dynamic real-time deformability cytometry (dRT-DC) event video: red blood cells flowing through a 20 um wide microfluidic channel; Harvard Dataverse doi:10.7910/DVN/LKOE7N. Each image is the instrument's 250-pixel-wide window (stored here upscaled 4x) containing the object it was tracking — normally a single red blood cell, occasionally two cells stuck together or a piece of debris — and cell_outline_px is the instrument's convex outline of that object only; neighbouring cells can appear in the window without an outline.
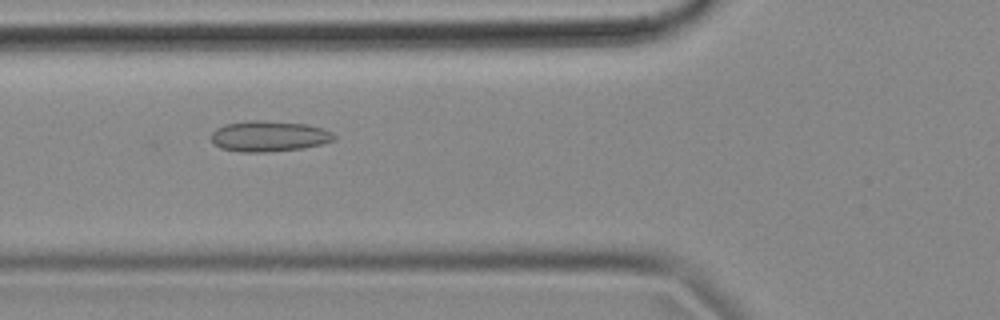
{"species": "common noctule bat (a hibernating species)", "species_latin": "Nyctalus noctula", "temperature_condition": "cold", "stored_images_in_passage": 31, "camera_frame_rate_fps": 3000, "um_per_image_px": 0.085, "animal": {"sex": "female", "body_mass_g": 18.4}, "frame": {"image": 1, "passage_image": 3, "time_ms": 0.667, "image_size_px": [1000, 320], "cell_outline_px": [[336, 140], [304, 148], [268, 152], [240, 152], [220, 148], [212, 140], [212, 132], [216, 128], [224, 124], [248, 120], [260, 120], [308, 124], [324, 128], [332, 132], [336, 136]], "centroid_in_image_um": [22.89, 11.57], "position_along_channel_um": 102.9, "area_um2": 22.2}}
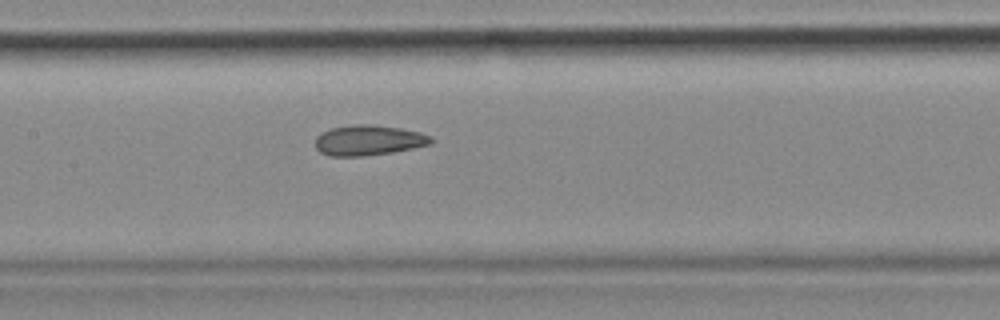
{"frame": {"image": 2, "passage_image": 9, "time_ms": 2.667, "image_size_px": [1000, 320], "cell_outline_px": [[436, 140], [432, 144], [392, 152], [364, 156], [328, 156], [320, 152], [316, 148], [316, 136], [320, 132], [332, 128], [356, 124], [376, 124], [400, 128], [420, 132], [432, 136]], "centroid_in_image_um": [31.35, 11.92], "position_along_channel_um": 176.0, "area_um2": 20.69}}
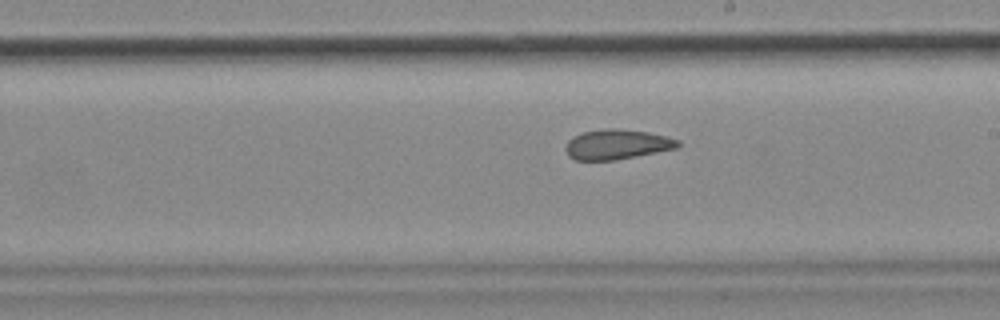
{"frame": {"image": 3, "passage_image": 14, "time_ms": 4.333, "image_size_px": [1000, 320], "cell_outline_px": [[680, 144], [676, 148], [616, 160], [576, 160], [568, 156], [564, 148], [568, 140], [572, 136], [584, 132], [604, 128], [612, 128], [648, 132], [680, 140]], "centroid_in_image_um": [52.4, 12.27], "position_along_channel_um": 236.6, "area_um2": 19.54}}